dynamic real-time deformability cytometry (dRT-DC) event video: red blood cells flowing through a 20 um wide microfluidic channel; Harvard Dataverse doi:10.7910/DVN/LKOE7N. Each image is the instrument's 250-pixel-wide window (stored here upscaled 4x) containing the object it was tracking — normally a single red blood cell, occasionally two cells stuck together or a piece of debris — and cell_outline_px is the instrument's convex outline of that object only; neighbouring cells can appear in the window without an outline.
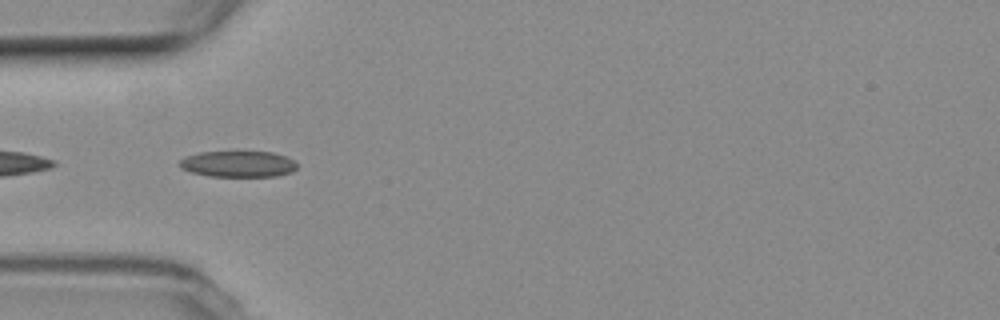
{"species": "common noctule bat (a hibernating species)", "species_latin": "Nyctalus noctula", "temperature_condition": "room temperature", "stored_images_in_passage": 5, "camera_frame_rate_fps": 3000, "um_per_image_px": 0.085, "animal": {"sex": "female", "body_mass_g": 19.3, "forearm_length_mm": 54.1}, "frame": {"image": 1, "passage_image": 2, "time_ms": 0.333, "image_size_px": [1000, 320], "cell_outline_px": [[296, 168], [292, 172], [276, 176], [208, 176], [192, 172], [180, 168], [176, 164], [180, 160], [188, 156], [200, 152], [272, 152], [284, 156], [292, 160], [296, 164]], "centroid_in_image_um": [20.21, 13.94], "position_along_channel_um": 64.8, "area_um2": 17.74}}